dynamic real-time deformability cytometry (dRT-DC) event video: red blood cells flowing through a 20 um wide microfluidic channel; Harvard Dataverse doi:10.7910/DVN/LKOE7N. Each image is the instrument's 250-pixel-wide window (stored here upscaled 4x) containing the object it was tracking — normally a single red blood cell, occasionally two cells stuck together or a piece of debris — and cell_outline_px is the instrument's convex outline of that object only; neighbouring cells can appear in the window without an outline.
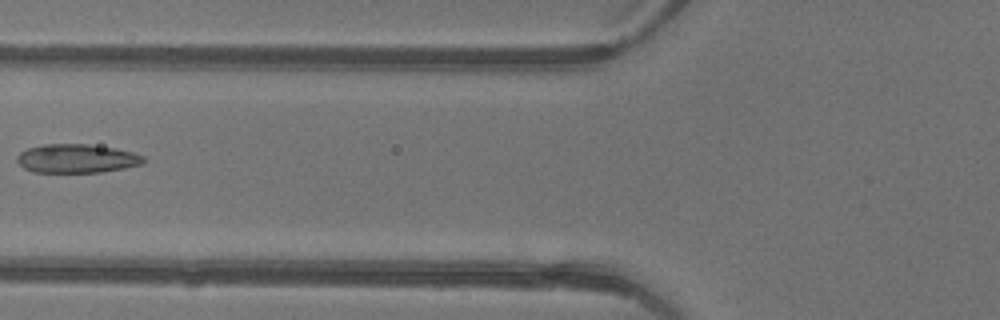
{"species": "common noctule bat (a hibernating species)", "species_latin": "Nyctalus noctula", "temperature_condition": "warm", "stored_images_in_passage": 6, "camera_frame_rate_fps": 3000, "um_per_image_px": 0.085, "animal": {"sex": "female"}, "frame": {"image": 1, "passage_image": 6, "time_ms": 1.667, "image_size_px": [1000, 320], "cell_outline_px": [[144, 164], [124, 168], [100, 172], [36, 172], [24, 168], [16, 160], [16, 156], [20, 152], [28, 148], [44, 144], [88, 144], [116, 148], [132, 152], [144, 156]], "centroid_in_image_um": [6.53, 13.47], "position_along_channel_um": 119.3, "area_um2": 21.21}}